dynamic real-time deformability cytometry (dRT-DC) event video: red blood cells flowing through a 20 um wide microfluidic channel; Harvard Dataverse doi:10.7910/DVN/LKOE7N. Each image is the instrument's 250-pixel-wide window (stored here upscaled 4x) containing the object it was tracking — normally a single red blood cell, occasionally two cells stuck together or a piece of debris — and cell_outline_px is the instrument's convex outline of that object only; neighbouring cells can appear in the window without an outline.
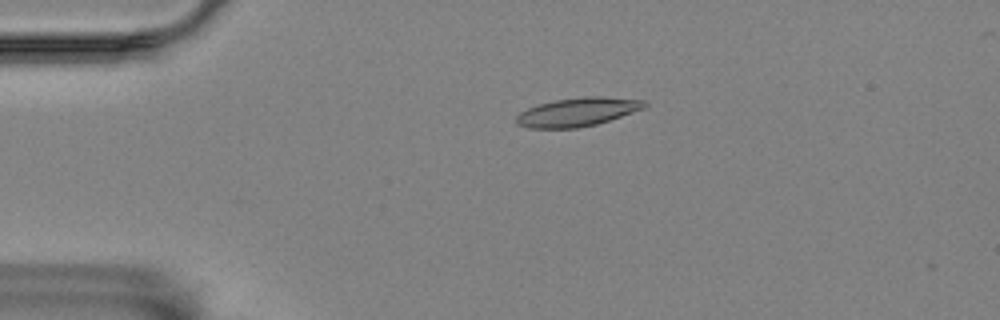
{"species": "Egyptian fruit bat (a non-hibernating species)", "species_latin": "Rousettus aegyptiacus", "temperature_condition": "room temperature", "stored_images_in_passage": 3, "camera_frame_rate_fps": 3000, "um_per_image_px": 0.085, "animal": {"sex": "female"}, "frame": {"image": 1, "passage_image": 2, "time_ms": 1.667, "image_size_px": [1000, 320], "cell_outline_px": [[648, 104], [644, 108], [596, 124], [576, 128], [528, 128], [516, 124], [516, 116], [520, 112], [536, 104], [556, 100], [584, 96], [604, 96], [644, 100]], "centroid_in_image_um": [49.06, 9.51], "position_along_channel_um": 35.9, "area_um2": 21.33}}